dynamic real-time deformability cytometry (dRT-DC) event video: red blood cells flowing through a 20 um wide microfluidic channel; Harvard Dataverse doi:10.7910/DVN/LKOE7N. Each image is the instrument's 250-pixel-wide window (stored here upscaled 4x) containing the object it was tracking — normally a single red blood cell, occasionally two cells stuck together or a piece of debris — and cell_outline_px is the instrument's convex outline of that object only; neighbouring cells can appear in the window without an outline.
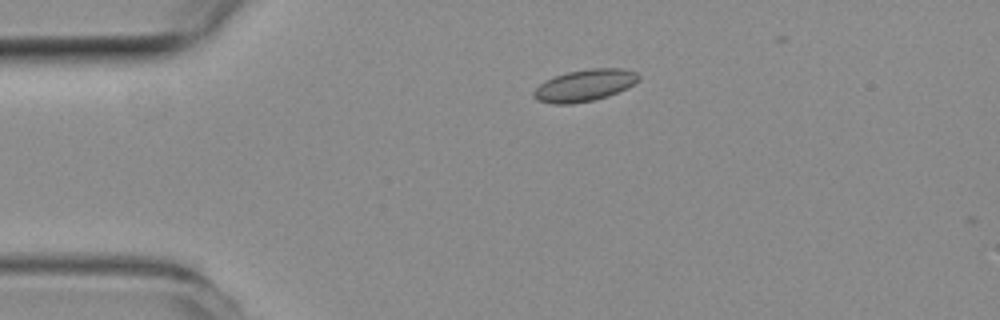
{"species": "common noctule bat (a hibernating species)", "species_latin": "Nyctalus noctula", "temperature_condition": "room temperature", "stored_images_in_passage": 3, "camera_frame_rate_fps": 3000, "um_per_image_px": 0.085, "animal": {"sex": "female", "body_mass_g": 19.3, "forearm_length_mm": 54.1}, "frame": {"image": 1, "passage_image": 1, "time_ms": 0.0, "image_size_px": [1000, 320], "cell_outline_px": [[640, 80], [628, 88], [608, 96], [592, 100], [572, 104], [556, 104], [536, 100], [532, 96], [532, 92], [544, 80], [568, 72], [588, 68], [624, 68], [636, 72], [640, 76]], "centroid_in_image_um": [49.71, 7.25], "position_along_channel_um": 35.3, "area_um2": 19.59}}